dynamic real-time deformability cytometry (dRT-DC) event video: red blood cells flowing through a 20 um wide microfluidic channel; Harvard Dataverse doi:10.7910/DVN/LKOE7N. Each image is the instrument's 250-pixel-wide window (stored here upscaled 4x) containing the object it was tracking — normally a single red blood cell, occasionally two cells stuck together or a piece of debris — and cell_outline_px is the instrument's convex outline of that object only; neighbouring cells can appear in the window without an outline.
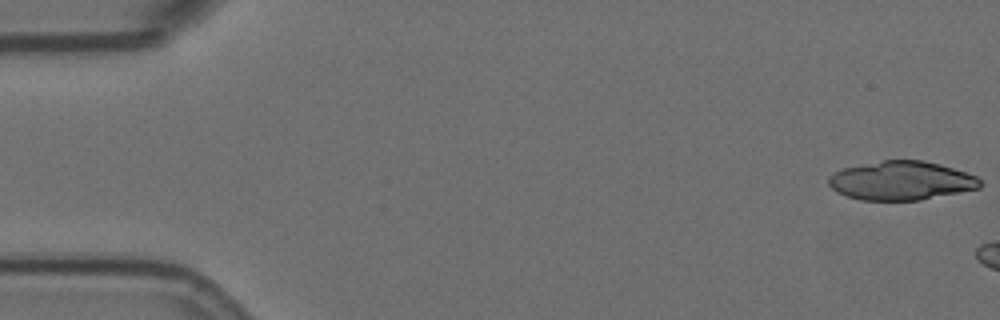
{"species": "Egyptian fruit bat (a non-hibernating species)", "species_latin": "Rousettus aegyptiacus", "temperature_condition": "room temperature", "stored_images_in_passage": 13, "camera_frame_rate_fps": 3000, "um_per_image_px": 0.085, "animal": {"sex": "female"}, "frame": {"image": 1, "passage_image": 1, "time_ms": 0.0, "image_size_px": [1000, 320], "cell_outline_px": [[980, 188], [920, 200], [860, 200], [836, 192], [828, 184], [828, 176], [844, 168], [884, 160], [924, 160], [940, 164], [976, 176], [980, 180]], "centroid_in_image_um": [76.59, 15.36], "position_along_channel_um": 8.4, "area_um2": 34.04}}